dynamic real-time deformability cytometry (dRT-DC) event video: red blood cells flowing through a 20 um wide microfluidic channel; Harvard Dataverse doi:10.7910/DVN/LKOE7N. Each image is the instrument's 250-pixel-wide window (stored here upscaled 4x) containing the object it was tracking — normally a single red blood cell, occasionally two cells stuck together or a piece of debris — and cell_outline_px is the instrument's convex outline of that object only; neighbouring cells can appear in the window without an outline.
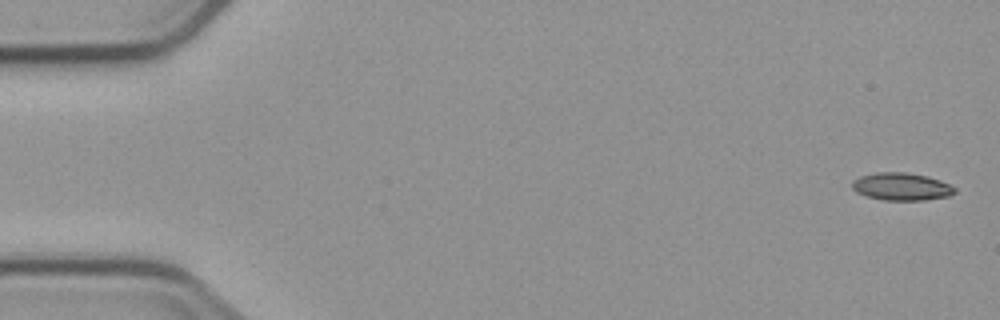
{"species": "common noctule bat (a hibernating species)", "species_latin": "Nyctalus noctula", "temperature_condition": "cold", "stored_images_in_passage": 7, "camera_frame_rate_fps": 3000, "um_per_image_px": 0.085, "animal": {"sex": "male", "body_mass_g": 23.1, "forearm_length_mm": 52.7}, "frame": {"image": 1, "passage_image": 1, "time_ms": 0.0, "image_size_px": [1000, 320], "cell_outline_px": [[956, 192], [948, 196], [924, 200], [884, 200], [868, 196], [856, 192], [852, 188], [852, 180], [860, 176], [876, 172], [904, 172], [928, 176], [940, 180], [956, 188]], "centroid_in_image_um": [76.62, 15.85], "position_along_channel_um": 8.4, "area_um2": 16.47}}